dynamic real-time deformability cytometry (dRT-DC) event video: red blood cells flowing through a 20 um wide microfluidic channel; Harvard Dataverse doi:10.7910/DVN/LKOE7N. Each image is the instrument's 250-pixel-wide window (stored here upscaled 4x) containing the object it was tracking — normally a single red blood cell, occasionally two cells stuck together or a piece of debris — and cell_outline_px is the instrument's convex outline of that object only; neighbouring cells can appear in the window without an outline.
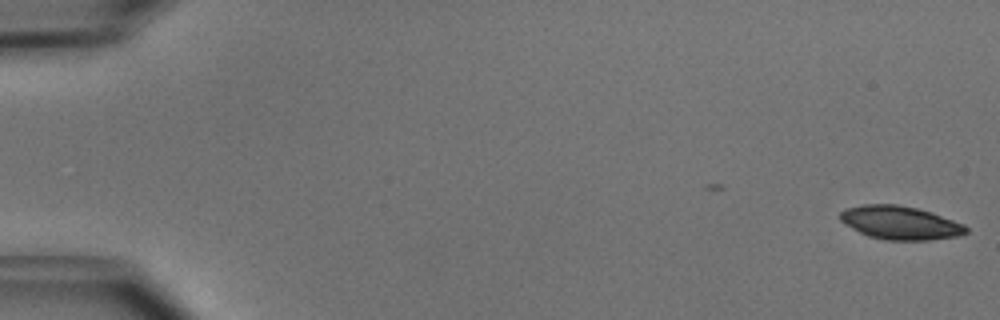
{"species": "common noctule bat (a hibernating species)", "species_latin": "Nyctalus noctula", "temperature_condition": "cold", "stored_images_in_passage": 2, "camera_frame_rate_fps": 3000, "um_per_image_px": 0.085, "animal": {"sex": "male", "body_mass_g": 15.6}, "frame": {"image": 1, "passage_image": 2, "time_ms": 0.333, "image_size_px": [1000, 320], "cell_outline_px": [[968, 232], [956, 236], [928, 240], [884, 240], [868, 236], [844, 224], [840, 220], [840, 212], [848, 208], [864, 204], [896, 204], [916, 208], [932, 212], [964, 224], [968, 228]], "centroid_in_image_um": [76.51, 18.93], "position_along_channel_um": 8.5, "area_um2": 24.45}}